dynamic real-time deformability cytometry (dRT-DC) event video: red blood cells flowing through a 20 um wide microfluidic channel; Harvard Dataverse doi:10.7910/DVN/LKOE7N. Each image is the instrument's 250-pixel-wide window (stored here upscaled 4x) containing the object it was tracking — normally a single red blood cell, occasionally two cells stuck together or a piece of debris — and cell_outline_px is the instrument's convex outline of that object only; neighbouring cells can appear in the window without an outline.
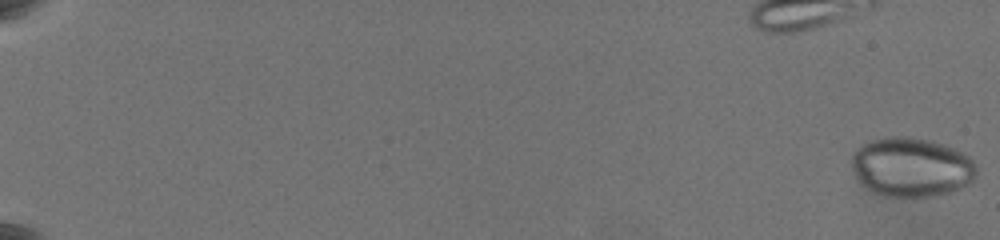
{"species": "common noctule bat (a hibernating species)", "species_latin": "Nyctalus noctula", "temperature_condition": "warm", "stored_images_in_passage": 60, "camera_frame_rate_fps": 3000, "um_per_image_px": 0.085, "animal": {"sex": "female", "body_mass_g": 19.5, "forearm_length_mm": 54.1}, "frame": {"image": 1, "passage_image": 1, "time_ms": 0.0, "image_size_px": [1000, 240], "cell_outline_px": [[976, 176], [968, 184], [952, 192], [928, 196], [884, 196], [872, 192], [864, 188], [856, 180], [852, 172], [852, 152], [856, 148], [872, 140], [892, 136], [908, 136], [932, 140], [956, 148], [964, 152], [976, 164]], "centroid_in_image_um": [77.45, 14.2], "position_along_channel_um": 7.6, "area_um2": 43.7}}
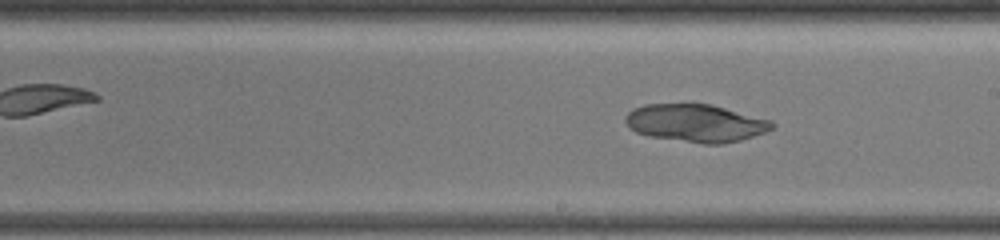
{"frame": {"image": 2, "passage_image": 38, "time_ms": 12.333, "image_size_px": [1000, 240], "cell_outline_px": [[776, 128], [740, 140], [720, 144], [704, 144], [648, 136], [636, 132], [628, 128], [624, 120], [624, 116], [632, 108], [644, 104], [692, 100], [712, 104], [772, 120], [776, 124]], "centroid_in_image_um": [59.1, 10.4], "position_along_channel_um": 229.9, "area_um2": 33.52}}
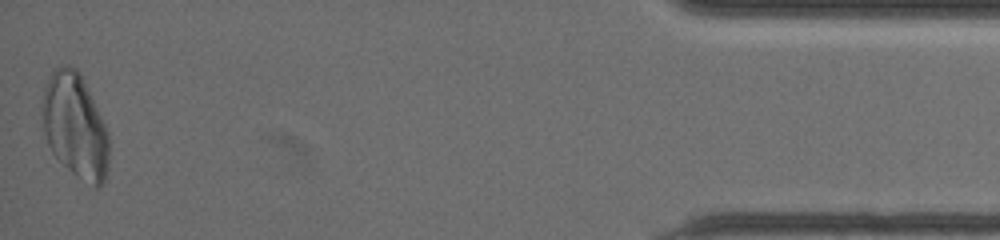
{"frame": {"image": 3, "passage_image": 60, "time_ms": 19.667, "image_size_px": [1000, 240], "cell_outline_px": [[108, 168], [104, 180], [100, 188], [96, 188], [76, 176], [52, 152], [48, 144], [44, 132], [40, 108], [40, 100], [48, 76], [52, 68], [64, 64], [68, 64], [76, 68], [80, 72], [108, 132]], "centroid_in_image_um": [6.34, 10.65], "position_along_channel_um": 428.9, "area_um2": 41.04}}